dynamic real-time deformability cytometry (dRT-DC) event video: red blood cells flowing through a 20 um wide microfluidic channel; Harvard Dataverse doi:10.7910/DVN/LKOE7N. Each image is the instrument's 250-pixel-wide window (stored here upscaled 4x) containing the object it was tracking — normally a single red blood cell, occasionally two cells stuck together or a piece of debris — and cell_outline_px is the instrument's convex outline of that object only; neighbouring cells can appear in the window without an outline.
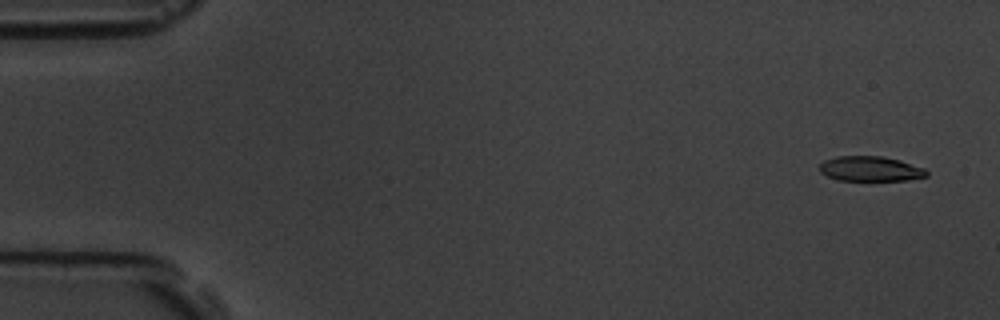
{"species": "common noctule bat (a hibernating species)", "species_latin": "Nyctalus noctula", "temperature_condition": "room temperature", "stored_images_in_passage": 5, "camera_frame_rate_fps": 3000, "um_per_image_px": 0.085, "animal": {"sex": "male", "body_mass_g": 19.5, "forearm_length_mm": 54.6}, "frame": {"image": 1, "passage_image": 1, "time_ms": 0.0, "image_size_px": [1000, 320], "cell_outline_px": [[928, 176], [908, 180], [836, 180], [820, 172], [820, 164], [824, 160], [836, 156], [880, 156], [900, 160], [924, 168], [928, 172]], "centroid_in_image_um": [73.98, 14.34], "position_along_channel_um": 11.0, "area_um2": 15.55}}
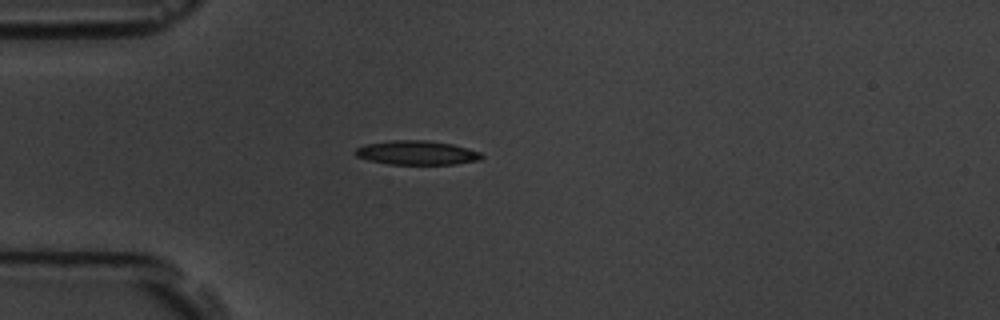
{"frame": {"image": 2, "passage_image": 5, "time_ms": 4.333, "image_size_px": [1000, 320], "cell_outline_px": [[484, 156], [480, 160], [456, 164], [388, 164], [368, 160], [356, 156], [356, 148], [364, 144], [392, 140], [424, 140], [452, 144], [468, 148], [480, 152]], "centroid_in_image_um": [35.44, 12.98], "position_along_channel_um": 49.6, "area_um2": 17.74}}